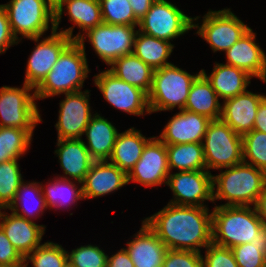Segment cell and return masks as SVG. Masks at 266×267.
<instances>
[{"instance_id": "cell-1", "label": "cell", "mask_w": 266, "mask_h": 267, "mask_svg": "<svg viewBox=\"0 0 266 267\" xmlns=\"http://www.w3.org/2000/svg\"><path fill=\"white\" fill-rule=\"evenodd\" d=\"M143 221L168 249L202 252V248L212 243L209 207L168 203Z\"/></svg>"}, {"instance_id": "cell-2", "label": "cell", "mask_w": 266, "mask_h": 267, "mask_svg": "<svg viewBox=\"0 0 266 267\" xmlns=\"http://www.w3.org/2000/svg\"><path fill=\"white\" fill-rule=\"evenodd\" d=\"M266 184V173L253 165L240 163L212 175L213 203L216 206H255Z\"/></svg>"}, {"instance_id": "cell-3", "label": "cell", "mask_w": 266, "mask_h": 267, "mask_svg": "<svg viewBox=\"0 0 266 267\" xmlns=\"http://www.w3.org/2000/svg\"><path fill=\"white\" fill-rule=\"evenodd\" d=\"M85 47L72 41L63 50L47 77L35 89L37 100L82 91L90 72Z\"/></svg>"}, {"instance_id": "cell-4", "label": "cell", "mask_w": 266, "mask_h": 267, "mask_svg": "<svg viewBox=\"0 0 266 267\" xmlns=\"http://www.w3.org/2000/svg\"><path fill=\"white\" fill-rule=\"evenodd\" d=\"M254 206H214L212 210V242L233 248L250 243L264 227Z\"/></svg>"}, {"instance_id": "cell-5", "label": "cell", "mask_w": 266, "mask_h": 267, "mask_svg": "<svg viewBox=\"0 0 266 267\" xmlns=\"http://www.w3.org/2000/svg\"><path fill=\"white\" fill-rule=\"evenodd\" d=\"M200 73L192 75L174 64L154 70L148 93L150 112L173 111L176 107L183 110L190 87Z\"/></svg>"}, {"instance_id": "cell-6", "label": "cell", "mask_w": 266, "mask_h": 267, "mask_svg": "<svg viewBox=\"0 0 266 267\" xmlns=\"http://www.w3.org/2000/svg\"><path fill=\"white\" fill-rule=\"evenodd\" d=\"M54 5L50 0H9L2 4L11 31L19 42L22 38L42 37L50 28L51 33L55 31Z\"/></svg>"}, {"instance_id": "cell-7", "label": "cell", "mask_w": 266, "mask_h": 267, "mask_svg": "<svg viewBox=\"0 0 266 267\" xmlns=\"http://www.w3.org/2000/svg\"><path fill=\"white\" fill-rule=\"evenodd\" d=\"M206 170H221L243 162L242 135L221 119L211 120L203 138Z\"/></svg>"}, {"instance_id": "cell-8", "label": "cell", "mask_w": 266, "mask_h": 267, "mask_svg": "<svg viewBox=\"0 0 266 267\" xmlns=\"http://www.w3.org/2000/svg\"><path fill=\"white\" fill-rule=\"evenodd\" d=\"M199 18L201 16L193 17V29H197L195 34L203 38L214 53H225L251 29L230 8L209 9L201 19L202 23H196Z\"/></svg>"}, {"instance_id": "cell-9", "label": "cell", "mask_w": 266, "mask_h": 267, "mask_svg": "<svg viewBox=\"0 0 266 267\" xmlns=\"http://www.w3.org/2000/svg\"><path fill=\"white\" fill-rule=\"evenodd\" d=\"M21 87H0V127L34 130L43 122L35 89L24 82Z\"/></svg>"}, {"instance_id": "cell-10", "label": "cell", "mask_w": 266, "mask_h": 267, "mask_svg": "<svg viewBox=\"0 0 266 267\" xmlns=\"http://www.w3.org/2000/svg\"><path fill=\"white\" fill-rule=\"evenodd\" d=\"M136 27L138 26L101 23L88 30L77 41L81 46H85V40H88L99 59L110 66L118 58L133 53L138 32Z\"/></svg>"}, {"instance_id": "cell-11", "label": "cell", "mask_w": 266, "mask_h": 267, "mask_svg": "<svg viewBox=\"0 0 266 267\" xmlns=\"http://www.w3.org/2000/svg\"><path fill=\"white\" fill-rule=\"evenodd\" d=\"M138 28L147 35L171 42L193 29V17L170 1L156 0L139 20Z\"/></svg>"}, {"instance_id": "cell-12", "label": "cell", "mask_w": 266, "mask_h": 267, "mask_svg": "<svg viewBox=\"0 0 266 267\" xmlns=\"http://www.w3.org/2000/svg\"><path fill=\"white\" fill-rule=\"evenodd\" d=\"M94 85L100 90L105 101L117 110L130 115L151 114L148 94L142 89L117 78L108 69L94 75Z\"/></svg>"}, {"instance_id": "cell-13", "label": "cell", "mask_w": 266, "mask_h": 267, "mask_svg": "<svg viewBox=\"0 0 266 267\" xmlns=\"http://www.w3.org/2000/svg\"><path fill=\"white\" fill-rule=\"evenodd\" d=\"M28 38L35 48L29 55L24 83L36 89L47 77L63 50L73 41L68 35L54 31L49 36Z\"/></svg>"}, {"instance_id": "cell-14", "label": "cell", "mask_w": 266, "mask_h": 267, "mask_svg": "<svg viewBox=\"0 0 266 267\" xmlns=\"http://www.w3.org/2000/svg\"><path fill=\"white\" fill-rule=\"evenodd\" d=\"M212 175L207 170L171 172L166 185L170 187L173 198L168 203L208 207L204 202H213Z\"/></svg>"}, {"instance_id": "cell-15", "label": "cell", "mask_w": 266, "mask_h": 267, "mask_svg": "<svg viewBox=\"0 0 266 267\" xmlns=\"http://www.w3.org/2000/svg\"><path fill=\"white\" fill-rule=\"evenodd\" d=\"M169 174L166 144L157 136H152L140 159L127 174L128 184L134 182L147 188H155L166 185Z\"/></svg>"}, {"instance_id": "cell-16", "label": "cell", "mask_w": 266, "mask_h": 267, "mask_svg": "<svg viewBox=\"0 0 266 267\" xmlns=\"http://www.w3.org/2000/svg\"><path fill=\"white\" fill-rule=\"evenodd\" d=\"M59 103L58 121L55 124L57 139H82L85 128L95 115L90 107V91L63 94Z\"/></svg>"}, {"instance_id": "cell-17", "label": "cell", "mask_w": 266, "mask_h": 267, "mask_svg": "<svg viewBox=\"0 0 266 267\" xmlns=\"http://www.w3.org/2000/svg\"><path fill=\"white\" fill-rule=\"evenodd\" d=\"M54 6L55 31L68 35L73 41H77L88 30L103 23L99 0H59ZM64 11L65 15L69 17V21L74 24L63 30V28L59 29L58 27ZM75 26L81 29L76 36L73 35Z\"/></svg>"}, {"instance_id": "cell-18", "label": "cell", "mask_w": 266, "mask_h": 267, "mask_svg": "<svg viewBox=\"0 0 266 267\" xmlns=\"http://www.w3.org/2000/svg\"><path fill=\"white\" fill-rule=\"evenodd\" d=\"M210 121L211 119L204 115L179 110L157 137L166 145L202 143Z\"/></svg>"}, {"instance_id": "cell-19", "label": "cell", "mask_w": 266, "mask_h": 267, "mask_svg": "<svg viewBox=\"0 0 266 267\" xmlns=\"http://www.w3.org/2000/svg\"><path fill=\"white\" fill-rule=\"evenodd\" d=\"M5 210L7 208L0 209V227L16 250L25 258L35 248L42 245L46 226L18 216L12 211L9 215Z\"/></svg>"}, {"instance_id": "cell-20", "label": "cell", "mask_w": 266, "mask_h": 267, "mask_svg": "<svg viewBox=\"0 0 266 267\" xmlns=\"http://www.w3.org/2000/svg\"><path fill=\"white\" fill-rule=\"evenodd\" d=\"M256 37L252 29L247 31L225 52V64L241 68L266 83V53L256 43Z\"/></svg>"}, {"instance_id": "cell-21", "label": "cell", "mask_w": 266, "mask_h": 267, "mask_svg": "<svg viewBox=\"0 0 266 267\" xmlns=\"http://www.w3.org/2000/svg\"><path fill=\"white\" fill-rule=\"evenodd\" d=\"M265 97L263 93L247 90L223 100L220 119L240 135L250 132L254 127L258 106Z\"/></svg>"}, {"instance_id": "cell-22", "label": "cell", "mask_w": 266, "mask_h": 267, "mask_svg": "<svg viewBox=\"0 0 266 267\" xmlns=\"http://www.w3.org/2000/svg\"><path fill=\"white\" fill-rule=\"evenodd\" d=\"M128 185V175L108 160L94 161L82 182L84 199H96Z\"/></svg>"}, {"instance_id": "cell-23", "label": "cell", "mask_w": 266, "mask_h": 267, "mask_svg": "<svg viewBox=\"0 0 266 267\" xmlns=\"http://www.w3.org/2000/svg\"><path fill=\"white\" fill-rule=\"evenodd\" d=\"M54 151L64 175L57 177L82 183L94 159L89 154L83 139H57Z\"/></svg>"}, {"instance_id": "cell-24", "label": "cell", "mask_w": 266, "mask_h": 267, "mask_svg": "<svg viewBox=\"0 0 266 267\" xmlns=\"http://www.w3.org/2000/svg\"><path fill=\"white\" fill-rule=\"evenodd\" d=\"M141 228L128 241L126 250L134 267H162L168 248L142 220Z\"/></svg>"}, {"instance_id": "cell-25", "label": "cell", "mask_w": 266, "mask_h": 267, "mask_svg": "<svg viewBox=\"0 0 266 267\" xmlns=\"http://www.w3.org/2000/svg\"><path fill=\"white\" fill-rule=\"evenodd\" d=\"M200 71L210 82L220 100L244 93L251 83V78H253L241 68L219 62H215L211 74L207 75L204 69Z\"/></svg>"}, {"instance_id": "cell-26", "label": "cell", "mask_w": 266, "mask_h": 267, "mask_svg": "<svg viewBox=\"0 0 266 267\" xmlns=\"http://www.w3.org/2000/svg\"><path fill=\"white\" fill-rule=\"evenodd\" d=\"M118 134L117 128L108 119L95 113L84 132L87 139V143L84 141V144L91 157L95 161L108 160Z\"/></svg>"}, {"instance_id": "cell-27", "label": "cell", "mask_w": 266, "mask_h": 267, "mask_svg": "<svg viewBox=\"0 0 266 267\" xmlns=\"http://www.w3.org/2000/svg\"><path fill=\"white\" fill-rule=\"evenodd\" d=\"M151 138H146L134 127L119 133L108 161L128 174L140 159L146 143Z\"/></svg>"}, {"instance_id": "cell-28", "label": "cell", "mask_w": 266, "mask_h": 267, "mask_svg": "<svg viewBox=\"0 0 266 267\" xmlns=\"http://www.w3.org/2000/svg\"><path fill=\"white\" fill-rule=\"evenodd\" d=\"M220 99L206 77L200 73L193 81L184 110L201 114L211 120L221 117Z\"/></svg>"}, {"instance_id": "cell-29", "label": "cell", "mask_w": 266, "mask_h": 267, "mask_svg": "<svg viewBox=\"0 0 266 267\" xmlns=\"http://www.w3.org/2000/svg\"><path fill=\"white\" fill-rule=\"evenodd\" d=\"M108 70L117 78L149 93L154 70L133 53L115 60Z\"/></svg>"}, {"instance_id": "cell-30", "label": "cell", "mask_w": 266, "mask_h": 267, "mask_svg": "<svg viewBox=\"0 0 266 267\" xmlns=\"http://www.w3.org/2000/svg\"><path fill=\"white\" fill-rule=\"evenodd\" d=\"M40 185L43 197L45 199L46 207L49 210L54 208L55 211L56 209L62 210L63 207L71 208L72 206L78 204V200L84 199L82 183L74 180L60 177L58 178L56 176L47 184L40 182Z\"/></svg>"}, {"instance_id": "cell-31", "label": "cell", "mask_w": 266, "mask_h": 267, "mask_svg": "<svg viewBox=\"0 0 266 267\" xmlns=\"http://www.w3.org/2000/svg\"><path fill=\"white\" fill-rule=\"evenodd\" d=\"M174 47V44L169 41L155 38L138 30L134 40L133 54L156 70L172 64L168 59Z\"/></svg>"}, {"instance_id": "cell-32", "label": "cell", "mask_w": 266, "mask_h": 267, "mask_svg": "<svg viewBox=\"0 0 266 267\" xmlns=\"http://www.w3.org/2000/svg\"><path fill=\"white\" fill-rule=\"evenodd\" d=\"M29 201L32 204H29ZM31 205L34 206L32 207ZM7 209L31 221L41 217L44 210L46 211L48 208L46 207L40 182L23 181L17 190L14 201Z\"/></svg>"}, {"instance_id": "cell-33", "label": "cell", "mask_w": 266, "mask_h": 267, "mask_svg": "<svg viewBox=\"0 0 266 267\" xmlns=\"http://www.w3.org/2000/svg\"><path fill=\"white\" fill-rule=\"evenodd\" d=\"M170 173L174 168L180 171L206 170L202 143L166 145Z\"/></svg>"}, {"instance_id": "cell-34", "label": "cell", "mask_w": 266, "mask_h": 267, "mask_svg": "<svg viewBox=\"0 0 266 267\" xmlns=\"http://www.w3.org/2000/svg\"><path fill=\"white\" fill-rule=\"evenodd\" d=\"M34 130L0 127V163L23 157L29 150Z\"/></svg>"}, {"instance_id": "cell-35", "label": "cell", "mask_w": 266, "mask_h": 267, "mask_svg": "<svg viewBox=\"0 0 266 267\" xmlns=\"http://www.w3.org/2000/svg\"><path fill=\"white\" fill-rule=\"evenodd\" d=\"M231 249L238 267H266V226L257 233L252 242Z\"/></svg>"}, {"instance_id": "cell-36", "label": "cell", "mask_w": 266, "mask_h": 267, "mask_svg": "<svg viewBox=\"0 0 266 267\" xmlns=\"http://www.w3.org/2000/svg\"><path fill=\"white\" fill-rule=\"evenodd\" d=\"M18 160L11 159L0 163V209L10 206L24 181Z\"/></svg>"}, {"instance_id": "cell-37", "label": "cell", "mask_w": 266, "mask_h": 267, "mask_svg": "<svg viewBox=\"0 0 266 267\" xmlns=\"http://www.w3.org/2000/svg\"><path fill=\"white\" fill-rule=\"evenodd\" d=\"M65 267L68 263L67 251L62 245L44 242L24 258L25 267Z\"/></svg>"}, {"instance_id": "cell-38", "label": "cell", "mask_w": 266, "mask_h": 267, "mask_svg": "<svg viewBox=\"0 0 266 267\" xmlns=\"http://www.w3.org/2000/svg\"><path fill=\"white\" fill-rule=\"evenodd\" d=\"M243 162L266 173V133L252 130L242 135Z\"/></svg>"}, {"instance_id": "cell-39", "label": "cell", "mask_w": 266, "mask_h": 267, "mask_svg": "<svg viewBox=\"0 0 266 267\" xmlns=\"http://www.w3.org/2000/svg\"><path fill=\"white\" fill-rule=\"evenodd\" d=\"M103 23L112 25L138 26L129 0H99Z\"/></svg>"}, {"instance_id": "cell-40", "label": "cell", "mask_w": 266, "mask_h": 267, "mask_svg": "<svg viewBox=\"0 0 266 267\" xmlns=\"http://www.w3.org/2000/svg\"><path fill=\"white\" fill-rule=\"evenodd\" d=\"M99 247L88 244L67 251L68 263L73 267H107L108 255Z\"/></svg>"}, {"instance_id": "cell-41", "label": "cell", "mask_w": 266, "mask_h": 267, "mask_svg": "<svg viewBox=\"0 0 266 267\" xmlns=\"http://www.w3.org/2000/svg\"><path fill=\"white\" fill-rule=\"evenodd\" d=\"M202 254V267H238L231 248L216 245L213 242Z\"/></svg>"}, {"instance_id": "cell-42", "label": "cell", "mask_w": 266, "mask_h": 267, "mask_svg": "<svg viewBox=\"0 0 266 267\" xmlns=\"http://www.w3.org/2000/svg\"><path fill=\"white\" fill-rule=\"evenodd\" d=\"M162 267H202V254L190 250L168 249Z\"/></svg>"}, {"instance_id": "cell-43", "label": "cell", "mask_w": 266, "mask_h": 267, "mask_svg": "<svg viewBox=\"0 0 266 267\" xmlns=\"http://www.w3.org/2000/svg\"><path fill=\"white\" fill-rule=\"evenodd\" d=\"M24 264V258L12 245L0 227V265Z\"/></svg>"}, {"instance_id": "cell-44", "label": "cell", "mask_w": 266, "mask_h": 267, "mask_svg": "<svg viewBox=\"0 0 266 267\" xmlns=\"http://www.w3.org/2000/svg\"><path fill=\"white\" fill-rule=\"evenodd\" d=\"M19 43L11 31L7 13L0 4V54L6 53L11 46Z\"/></svg>"}, {"instance_id": "cell-45", "label": "cell", "mask_w": 266, "mask_h": 267, "mask_svg": "<svg viewBox=\"0 0 266 267\" xmlns=\"http://www.w3.org/2000/svg\"><path fill=\"white\" fill-rule=\"evenodd\" d=\"M107 267H134L129 253L123 247L115 254L107 257Z\"/></svg>"}, {"instance_id": "cell-46", "label": "cell", "mask_w": 266, "mask_h": 267, "mask_svg": "<svg viewBox=\"0 0 266 267\" xmlns=\"http://www.w3.org/2000/svg\"><path fill=\"white\" fill-rule=\"evenodd\" d=\"M135 17L140 20L156 0H129Z\"/></svg>"}, {"instance_id": "cell-47", "label": "cell", "mask_w": 266, "mask_h": 267, "mask_svg": "<svg viewBox=\"0 0 266 267\" xmlns=\"http://www.w3.org/2000/svg\"><path fill=\"white\" fill-rule=\"evenodd\" d=\"M253 130L266 133V97L260 102L254 121Z\"/></svg>"}, {"instance_id": "cell-48", "label": "cell", "mask_w": 266, "mask_h": 267, "mask_svg": "<svg viewBox=\"0 0 266 267\" xmlns=\"http://www.w3.org/2000/svg\"><path fill=\"white\" fill-rule=\"evenodd\" d=\"M255 209L259 218L262 220L263 224L266 226V184L264 186L263 192L258 197L255 204Z\"/></svg>"}, {"instance_id": "cell-49", "label": "cell", "mask_w": 266, "mask_h": 267, "mask_svg": "<svg viewBox=\"0 0 266 267\" xmlns=\"http://www.w3.org/2000/svg\"><path fill=\"white\" fill-rule=\"evenodd\" d=\"M0 267H25V265L24 264H14V265H10V266L0 265Z\"/></svg>"}, {"instance_id": "cell-50", "label": "cell", "mask_w": 266, "mask_h": 267, "mask_svg": "<svg viewBox=\"0 0 266 267\" xmlns=\"http://www.w3.org/2000/svg\"><path fill=\"white\" fill-rule=\"evenodd\" d=\"M53 4H56L59 0H50Z\"/></svg>"}, {"instance_id": "cell-51", "label": "cell", "mask_w": 266, "mask_h": 267, "mask_svg": "<svg viewBox=\"0 0 266 267\" xmlns=\"http://www.w3.org/2000/svg\"><path fill=\"white\" fill-rule=\"evenodd\" d=\"M65 267H73L72 265H70L69 263H67V265Z\"/></svg>"}]
</instances>
